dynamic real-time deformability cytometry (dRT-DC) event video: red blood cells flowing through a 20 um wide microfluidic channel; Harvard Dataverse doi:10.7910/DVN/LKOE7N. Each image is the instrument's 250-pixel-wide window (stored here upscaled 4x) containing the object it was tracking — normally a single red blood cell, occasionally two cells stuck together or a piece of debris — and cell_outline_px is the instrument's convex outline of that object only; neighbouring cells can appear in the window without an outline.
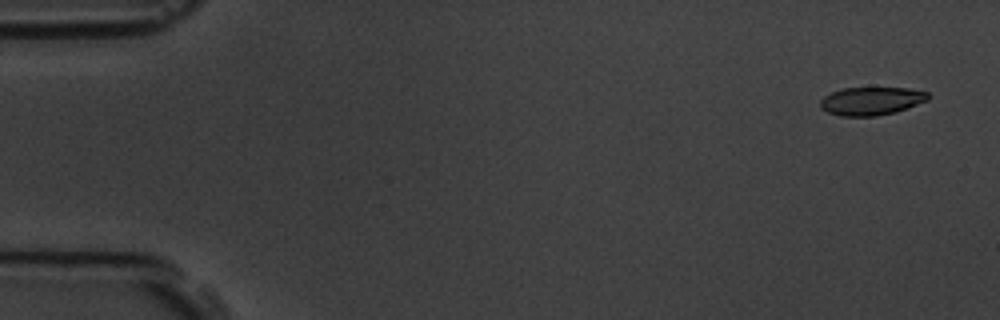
{"species": "common noctule bat (a hibernating species)", "species_latin": "Nyctalus noctula", "temperature_condition": "room temperature", "stored_images_in_passage": 15, "camera_frame_rate_fps": 3000, "um_per_image_px": 0.085, "animal": {"sex": "male", "body_mass_g": 19.5, "forearm_length_mm": 54.6}, "frame": {"image": 1, "passage_image": 1, "time_ms": 0.0, "image_size_px": [1000, 320], "cell_outline_px": [[928, 100], [896, 112], [876, 116], [840, 116], [828, 112], [820, 108], [820, 100], [824, 96], [832, 92], [844, 88], [908, 88], [928, 92]], "centroid_in_image_um": [74.04, 8.59], "position_along_channel_um": 11.0, "area_um2": 17.63}}
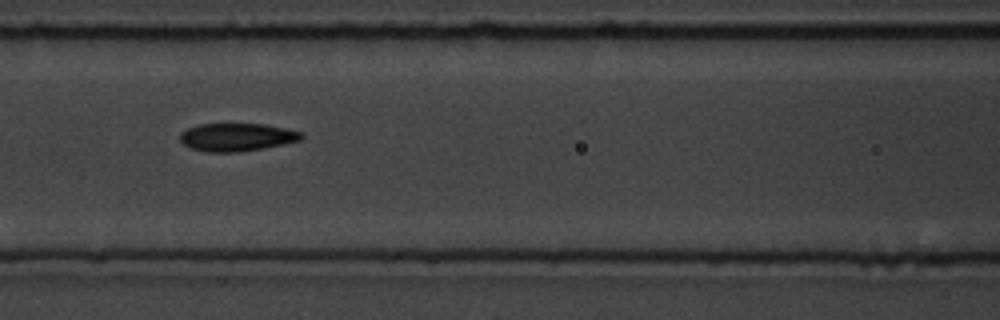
{"frame": {"image": 2, "passage_image": 7, "time_ms": 7.0, "image_size_px": [1000, 320], "cell_outline_px": [[304, 136], [300, 140], [264, 148], [236, 152], [208, 152], [192, 148], [184, 144], [180, 140], [180, 132], [188, 128], [200, 124], [264, 124], [284, 128], [300, 132]], "centroid_in_image_um": [20.11, 11.65], "position_along_channel_um": 146.5, "area_um2": 19.54}}
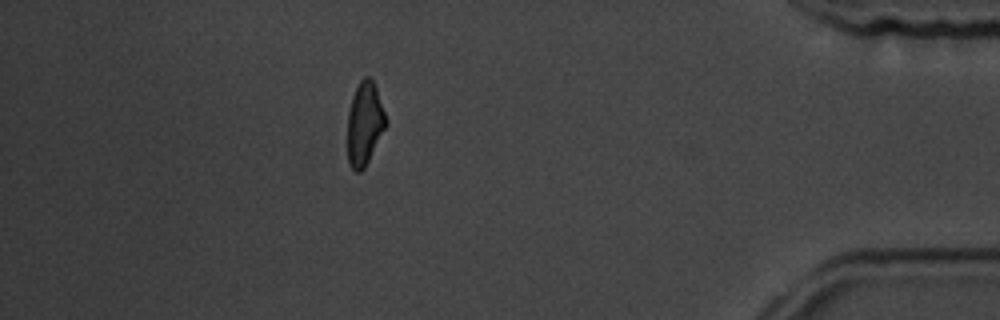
{"frame": {"image": 3, "passage_image": 14, "time_ms": 15.0, "image_size_px": [1000, 320], "cell_outline_px": [[388, 124], [364, 168], [360, 172], [356, 172], [348, 164], [348, 112], [352, 96], [360, 80], [364, 76], [368, 76], [372, 80], [376, 88], [388, 120]], "centroid_in_image_um": [31.0, 10.51], "position_along_channel_um": 404.2, "area_um2": 18.67}, "authors_computed_cell_mechanics": {"area_um2": 19.3052, "velocity_mm_per_s": 3.8099, "shape_relaxation_time_tau1_ms": 6.3975, "shape_relaxation_time_tau2_ms": 2.7887, "deformation_change_tau1": 0.1668, "deformation_change_tau2": 0.0733}}